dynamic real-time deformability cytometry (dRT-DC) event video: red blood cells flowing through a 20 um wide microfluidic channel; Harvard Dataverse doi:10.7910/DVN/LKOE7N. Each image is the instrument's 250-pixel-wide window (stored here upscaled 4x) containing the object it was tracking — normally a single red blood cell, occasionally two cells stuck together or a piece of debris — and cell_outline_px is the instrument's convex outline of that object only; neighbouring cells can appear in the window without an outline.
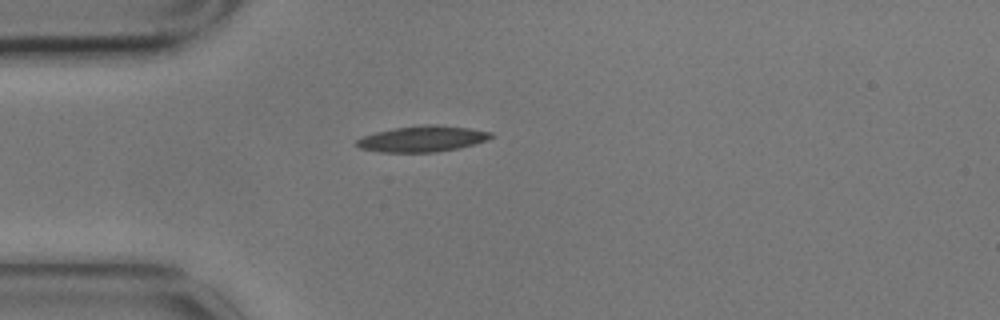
{"species": "common noctule bat (a hibernating species)", "species_latin": "Nyctalus noctula", "temperature_condition": "cold", "stored_images_in_passage": 1, "camera_frame_rate_fps": 3000, "um_per_image_px": 0.085, "animal": {"sex": "male", "body_mass_g": 17.9}, "frame": {"image": 1, "passage_image": 1, "time_ms": 0.0, "image_size_px": [1000, 320], "cell_outline_px": [[496, 136], [488, 140], [460, 148], [432, 152], [380, 152], [360, 148], [356, 144], [356, 140], [364, 136], [376, 132], [396, 128], [428, 124], [436, 124], [468, 128], [492, 132]], "centroid_in_image_um": [35.95, 11.8], "position_along_channel_um": 49.0, "area_um2": 20.23}}